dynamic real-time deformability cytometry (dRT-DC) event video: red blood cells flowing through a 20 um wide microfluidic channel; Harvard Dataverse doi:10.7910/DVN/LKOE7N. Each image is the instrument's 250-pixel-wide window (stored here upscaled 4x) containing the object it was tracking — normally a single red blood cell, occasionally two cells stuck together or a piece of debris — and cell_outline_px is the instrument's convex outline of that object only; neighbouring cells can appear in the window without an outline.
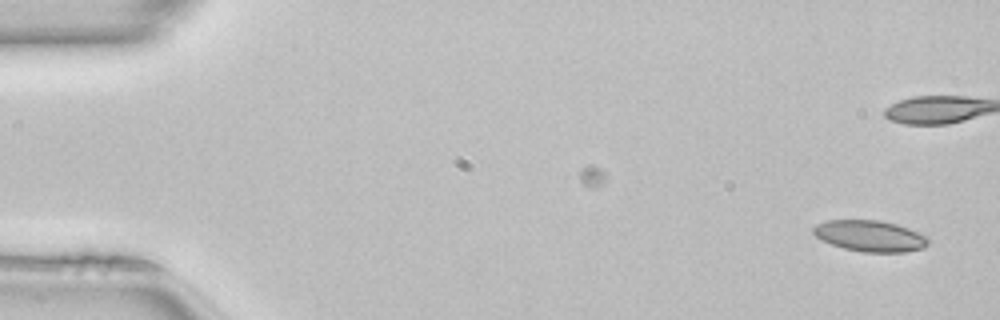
{"species": "common noctule bat (a hibernating species)", "species_latin": "Nyctalus noctula", "temperature_condition": "room temperature", "stored_images_in_passage": 13, "camera_frame_rate_fps": 3000, "um_per_image_px": 0.085, "animal": {"sex": "female", "body_mass_g": 22.7, "forearm_length_mm": 54.2}, "frame": {"image": 1, "passage_image": 1, "time_ms": 0.0, "image_size_px": [1000, 320], "cell_outline_px": [[928, 244], [924, 248], [904, 252], [864, 252], [844, 248], [820, 240], [812, 232], [812, 228], [816, 224], [828, 220], [880, 220], [896, 224], [920, 232], [928, 236]], "centroid_in_image_um": [73.96, 20.05], "position_along_channel_um": 11.0, "area_um2": 20.98}}